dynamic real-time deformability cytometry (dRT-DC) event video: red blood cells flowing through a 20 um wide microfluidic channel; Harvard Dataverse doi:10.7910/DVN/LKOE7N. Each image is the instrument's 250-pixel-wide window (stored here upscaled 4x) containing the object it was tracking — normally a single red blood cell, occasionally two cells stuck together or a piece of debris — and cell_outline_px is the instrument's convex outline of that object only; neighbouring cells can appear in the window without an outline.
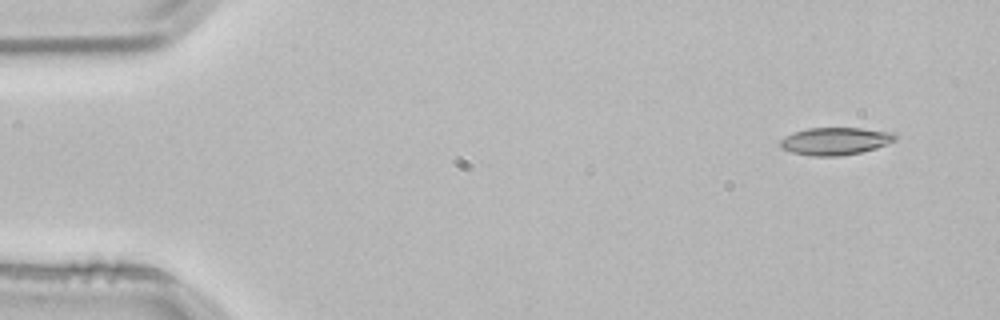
{"species": "common noctule bat (a hibernating species)", "species_latin": "Nyctalus noctula", "temperature_condition": "room temperature", "stored_images_in_passage": 4, "segment_of_instrument_passage": [1, 2], "camera_frame_rate_fps": 3000, "um_per_image_px": 0.085, "animal": {"sex": "male", "body_mass_g": 21.5, "forearm_length_mm": 52.0}, "frame": {"image": 1, "passage_image": 1, "time_ms": 0.0, "image_size_px": [1000, 320], "cell_outline_px": [[896, 136], [892, 140], [876, 148], [860, 152], [836, 156], [812, 156], [792, 152], [780, 148], [780, 140], [784, 136], [792, 132], [808, 128], [860, 128], [896, 132]], "centroid_in_image_um": [70.94, 11.98], "position_along_channel_um": 14.1, "area_um2": 18.32}}